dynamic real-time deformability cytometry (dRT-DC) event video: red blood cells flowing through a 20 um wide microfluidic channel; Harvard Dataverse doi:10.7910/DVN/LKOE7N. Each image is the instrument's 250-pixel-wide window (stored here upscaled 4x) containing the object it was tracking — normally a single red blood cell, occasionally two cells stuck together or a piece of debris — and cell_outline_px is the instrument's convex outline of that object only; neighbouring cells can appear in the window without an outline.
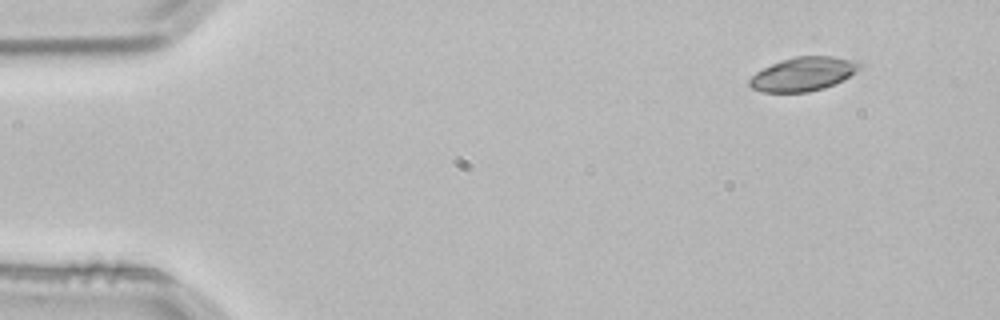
{"species": "common noctule bat (a hibernating species)", "species_latin": "Nyctalus noctula", "temperature_condition": "room temperature", "stored_images_in_passage": 3, "segment_of_instrument_passage": [2, 2], "camera_frame_rate_fps": 3000, "um_per_image_px": 0.085, "animal": {"sex": "male", "body_mass_g": 21.5, "forearm_length_mm": 52.0}, "frame": {"image": 1, "passage_image": 3, "time_ms": 0.667, "image_size_px": [1000, 320], "cell_outline_px": [[864, 64], [860, 68], [844, 80], [824, 88], [808, 92], [764, 92], [752, 88], [748, 84], [748, 80], [756, 72], [780, 60], [796, 56], [832, 56], [860, 60]], "centroid_in_image_um": [68.32, 6.28], "position_along_channel_um": 16.7, "area_um2": 21.91}}